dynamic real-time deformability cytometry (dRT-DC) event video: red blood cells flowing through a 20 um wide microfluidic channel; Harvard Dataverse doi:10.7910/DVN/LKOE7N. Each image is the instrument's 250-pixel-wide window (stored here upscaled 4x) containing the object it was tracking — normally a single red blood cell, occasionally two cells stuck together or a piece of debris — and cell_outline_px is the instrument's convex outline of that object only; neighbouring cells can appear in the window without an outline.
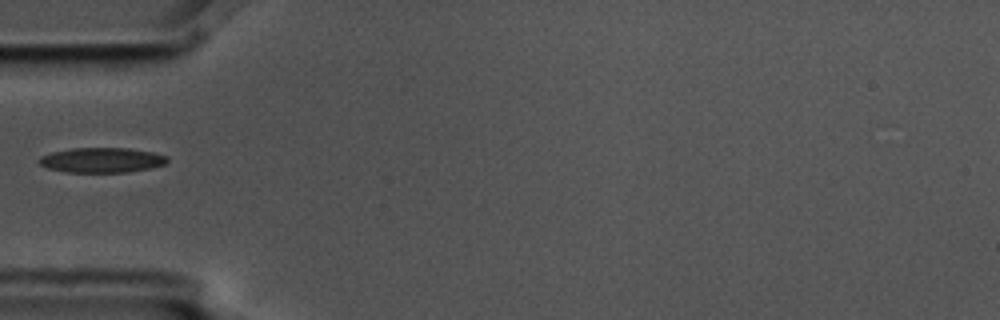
{"species": "common noctule bat (a hibernating species)", "species_latin": "Nyctalus noctula", "temperature_condition": "cold", "stored_images_in_passage": 7, "segment_of_instrument_passage": [2, 2], "camera_frame_rate_fps": 3000, "um_per_image_px": 0.085, "animal": {"sex": "male", "body_mass_g": 17.5, "forearm_length_mm": 52.3}, "frame": {"image": 1, "passage_image": 6, "time_ms": 1.667, "image_size_px": [1000, 320], "cell_outline_px": [[168, 160], [164, 164], [148, 168], [128, 172], [64, 172], [48, 168], [40, 164], [40, 156], [52, 152], [72, 148], [128, 148], [152, 152], [168, 156]], "centroid_in_image_um": [8.64, 13.6], "position_along_channel_um": 76.4, "area_um2": 18.5}}